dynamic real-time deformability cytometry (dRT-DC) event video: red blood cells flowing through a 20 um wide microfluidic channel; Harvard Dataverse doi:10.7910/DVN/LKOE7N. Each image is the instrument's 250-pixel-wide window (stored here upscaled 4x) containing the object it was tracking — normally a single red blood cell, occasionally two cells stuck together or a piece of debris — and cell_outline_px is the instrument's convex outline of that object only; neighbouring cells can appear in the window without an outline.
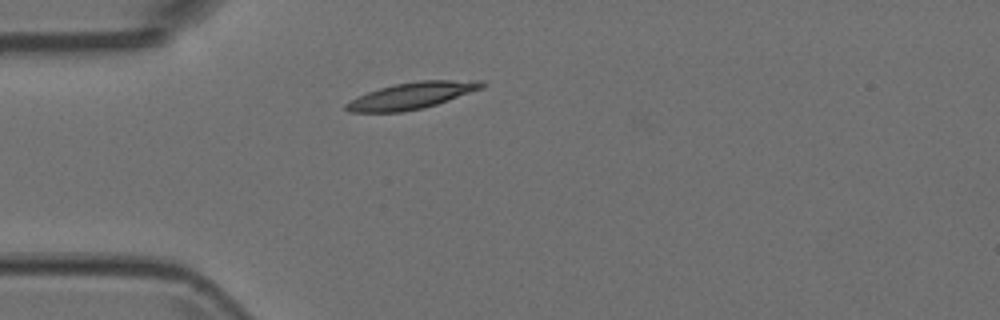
{"species": "Egyptian fruit bat (a non-hibernating species)", "species_latin": "Rousettus aegyptiacus", "temperature_condition": "room temperature", "stored_images_in_passage": 1, "camera_frame_rate_fps": 3000, "um_per_image_px": 0.085, "animal": {"sex": "female"}, "frame": {"image": 1, "passage_image": 1, "time_ms": 0.0, "image_size_px": [1000, 320], "cell_outline_px": [[488, 84], [484, 88], [424, 108], [400, 112], [348, 112], [344, 108], [344, 104], [368, 92], [380, 88], [396, 84], [420, 80], [484, 80]], "centroid_in_image_um": [35.06, 8.12], "position_along_channel_um": 49.9, "area_um2": 20.98}}